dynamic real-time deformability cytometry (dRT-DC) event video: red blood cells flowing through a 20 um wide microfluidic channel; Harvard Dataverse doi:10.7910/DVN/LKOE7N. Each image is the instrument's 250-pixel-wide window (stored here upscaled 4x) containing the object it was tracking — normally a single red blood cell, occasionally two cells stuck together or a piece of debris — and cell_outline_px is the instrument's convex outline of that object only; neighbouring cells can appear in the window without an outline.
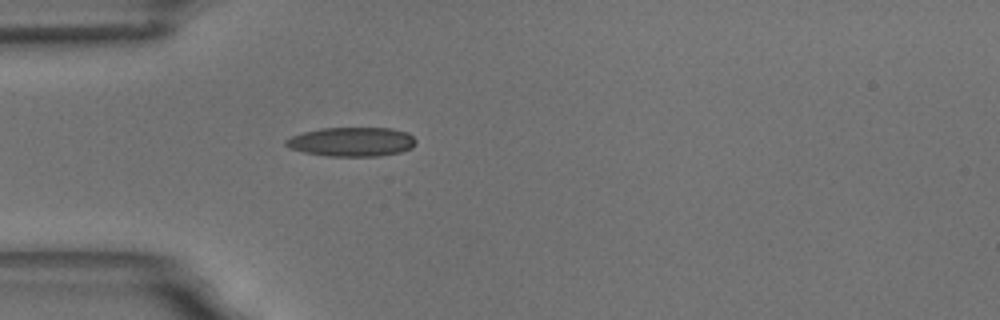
{"species": "common noctule bat (a hibernating species)", "species_latin": "Nyctalus noctula", "temperature_condition": "room temperature", "stored_images_in_passage": 42, "camera_frame_rate_fps": 3000, "um_per_image_px": 0.085, "animal": {"sex": "male", "body_mass_g": 18.8}, "frame": {"image": 1, "passage_image": 1, "time_ms": 0.0, "image_size_px": [1000, 320], "cell_outline_px": [[416, 140], [412, 148], [400, 152], [380, 156], [328, 156], [304, 152], [288, 148], [284, 144], [284, 140], [292, 136], [304, 132], [320, 128], [392, 128], [408, 132]], "centroid_in_image_um": [29.89, 12.05], "position_along_channel_um": 55.1, "area_um2": 22.2}}
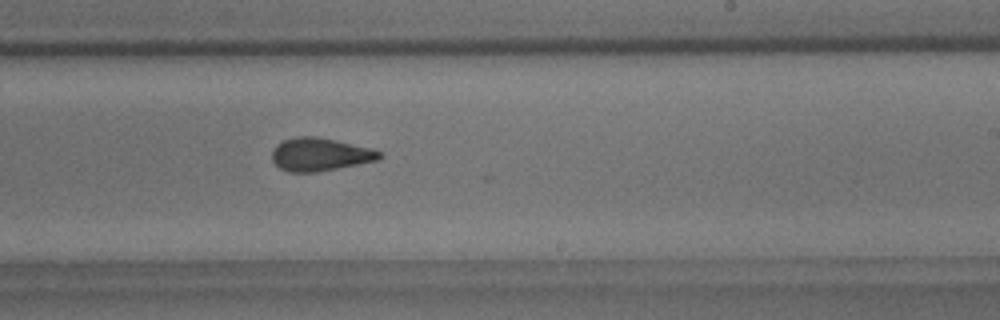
{"frame": {"image": 2, "passage_image": 19, "time_ms": 6.0, "image_size_px": [1000, 320], "cell_outline_px": [[380, 156], [376, 160], [316, 172], [288, 172], [280, 168], [272, 160], [272, 152], [276, 144], [284, 140], [296, 136], [316, 136], [336, 140], [372, 148], [380, 152]], "centroid_in_image_um": [27.15, 13.11], "position_along_channel_um": 261.9, "area_um2": 20.46}}
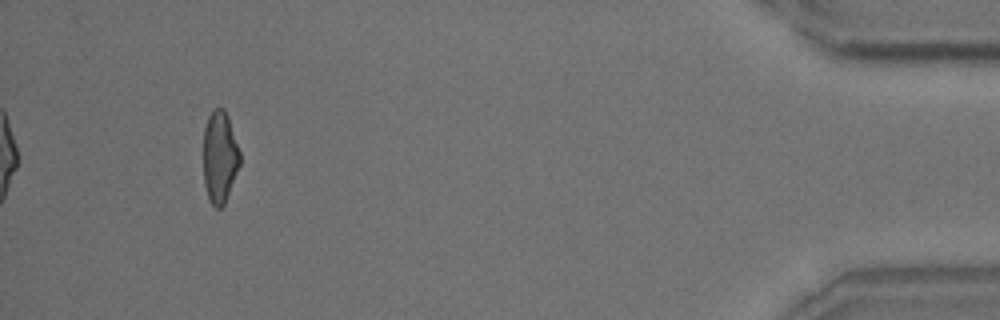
{"frame": {"image": 3, "passage_image": 38, "time_ms": 12.333, "image_size_px": [1000, 320], "cell_outline_px": [[240, 164], [224, 204], [220, 208], [216, 208], [208, 200], [204, 184], [204, 128], [208, 116], [216, 108], [224, 108], [228, 116], [240, 152]], "centroid_in_image_um": [18.67, 13.35], "position_along_channel_um": 416.5, "area_um2": 19.48}, "authors_computed_cell_mechanics": {"area_um2": 20.6924, "velocity_mm_per_s": 3.5281, "shape_relaxation_time_tau1_ms": 8.2938, "shape_relaxation_time_tau2_ms": 1.9528, "deformation_change_tau1": 0.1882, "deformation_change_tau2": 0.0964}}